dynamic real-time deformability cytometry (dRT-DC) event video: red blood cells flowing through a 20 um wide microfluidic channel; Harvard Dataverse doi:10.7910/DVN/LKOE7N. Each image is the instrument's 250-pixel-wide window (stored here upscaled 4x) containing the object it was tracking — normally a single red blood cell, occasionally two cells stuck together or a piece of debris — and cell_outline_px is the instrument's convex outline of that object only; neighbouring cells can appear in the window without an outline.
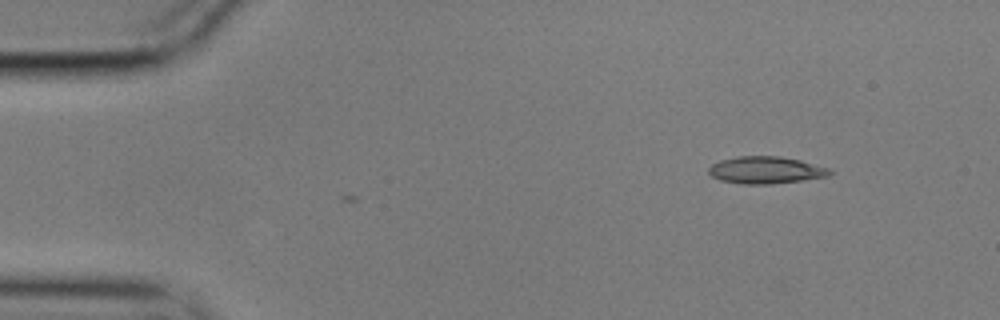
{"species": "common noctule bat (a hibernating species)", "species_latin": "Nyctalus noctula", "temperature_condition": "cold", "stored_images_in_passage": 2, "camera_frame_rate_fps": 3000, "um_per_image_px": 0.085, "animal": {"sex": "male", "body_mass_g": 17.9}, "frame": {"image": 1, "passage_image": 1, "time_ms": 0.0, "image_size_px": [1000, 320], "cell_outline_px": [[832, 172], [828, 176], [772, 184], [744, 184], [720, 180], [712, 176], [708, 172], [708, 168], [712, 164], [720, 160], [736, 156], [780, 156], [800, 160], [828, 168]], "centroid_in_image_um": [65.05, 14.45], "position_along_channel_um": 20.0, "area_um2": 19.02}}